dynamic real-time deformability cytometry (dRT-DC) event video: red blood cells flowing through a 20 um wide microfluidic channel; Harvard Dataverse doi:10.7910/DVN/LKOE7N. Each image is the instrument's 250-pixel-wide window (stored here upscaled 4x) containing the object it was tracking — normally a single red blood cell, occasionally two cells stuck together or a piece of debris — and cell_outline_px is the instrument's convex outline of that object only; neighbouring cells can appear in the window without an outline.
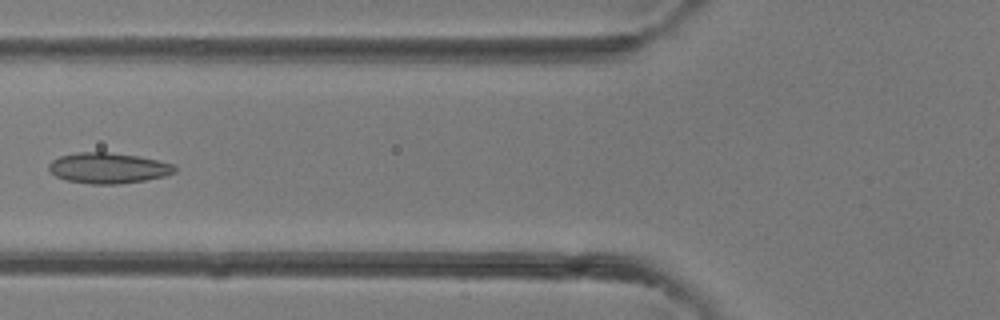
{"species": "common noctule bat (a hibernating species)", "species_latin": "Nyctalus noctula", "temperature_condition": "room temperature", "stored_images_in_passage": 40, "camera_frame_rate_fps": 3000, "um_per_image_px": 0.085, "animal": {"sex": "female"}, "frame": {"image": 1, "passage_image": 16, "time_ms": 5.0, "image_size_px": [1000, 320], "cell_outline_px": [[176, 172], [164, 176], [144, 180], [120, 184], [88, 184], [64, 180], [56, 176], [48, 168], [48, 164], [52, 160], [60, 156], [76, 152], [108, 152], [140, 156], [176, 164]], "centroid_in_image_um": [9.21, 14.28], "position_along_channel_um": 116.6, "area_um2": 22.72}}
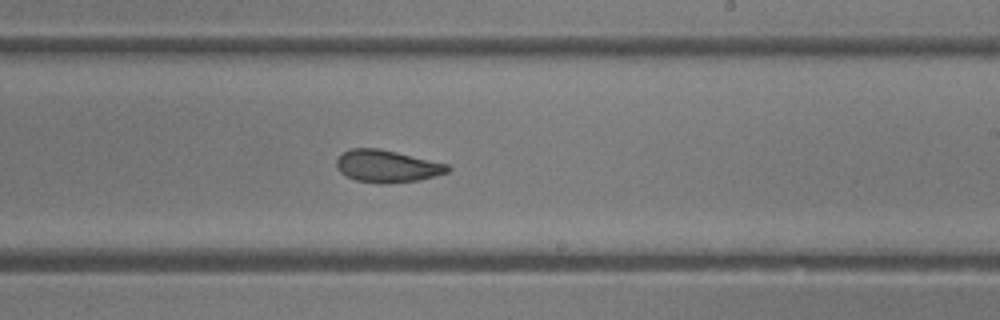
{"frame": {"image": 2, "passage_image": 24, "time_ms": 7.667, "image_size_px": [1000, 320], "cell_outline_px": [[452, 168], [448, 172], [416, 180], [384, 184], [380, 184], [356, 180], [340, 172], [336, 168], [336, 160], [344, 152], [352, 148], [380, 148], [448, 164]], "centroid_in_image_um": [32.88, 14.12], "position_along_channel_um": 256.1, "area_um2": 20.75}}
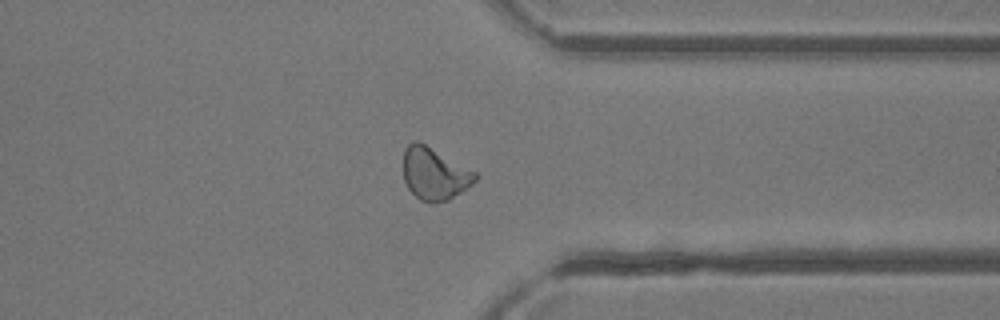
{"frame": {"image": 3, "passage_image": 31, "time_ms": 10.0, "image_size_px": [1000, 320], "cell_outline_px": [[480, 176], [476, 180], [460, 192], [448, 200], [420, 200], [408, 188], [404, 180], [404, 148], [412, 140], [416, 140], [424, 144], [476, 172]], "centroid_in_image_um": [36.91, 14.73], "position_along_channel_um": 374.5, "area_um2": 21.27}}